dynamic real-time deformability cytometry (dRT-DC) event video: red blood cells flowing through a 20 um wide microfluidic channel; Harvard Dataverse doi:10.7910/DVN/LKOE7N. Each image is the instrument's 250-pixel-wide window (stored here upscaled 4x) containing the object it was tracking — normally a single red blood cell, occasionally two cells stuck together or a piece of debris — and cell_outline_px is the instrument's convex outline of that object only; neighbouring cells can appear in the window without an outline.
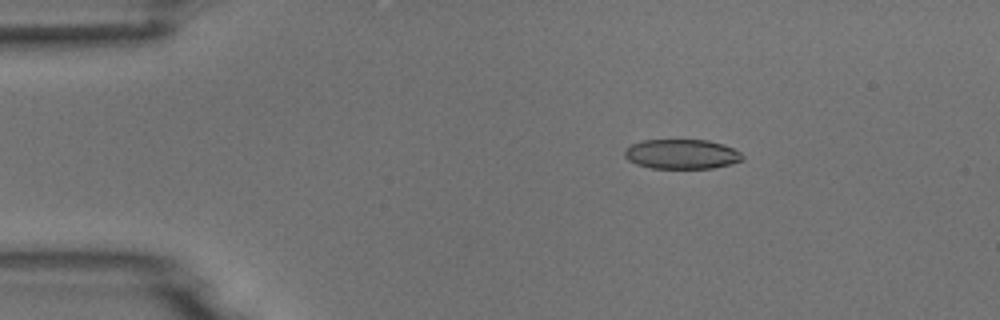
{"species": "common noctule bat (a hibernating species)", "species_latin": "Nyctalus noctula", "temperature_condition": "room temperature", "stored_images_in_passage": 4, "camera_frame_rate_fps": 3000, "um_per_image_px": 0.085, "animal": {"sex": "male", "body_mass_g": 18.8}, "frame": {"image": 1, "passage_image": 2, "time_ms": 2.0, "image_size_px": [1000, 320], "cell_outline_px": [[744, 160], [732, 164], [712, 168], [648, 168], [636, 164], [628, 160], [624, 156], [624, 148], [632, 144], [644, 140], [708, 140], [724, 144], [740, 152], [744, 156]], "centroid_in_image_um": [57.95, 13.1], "position_along_channel_um": 27.1, "area_um2": 20.58}}